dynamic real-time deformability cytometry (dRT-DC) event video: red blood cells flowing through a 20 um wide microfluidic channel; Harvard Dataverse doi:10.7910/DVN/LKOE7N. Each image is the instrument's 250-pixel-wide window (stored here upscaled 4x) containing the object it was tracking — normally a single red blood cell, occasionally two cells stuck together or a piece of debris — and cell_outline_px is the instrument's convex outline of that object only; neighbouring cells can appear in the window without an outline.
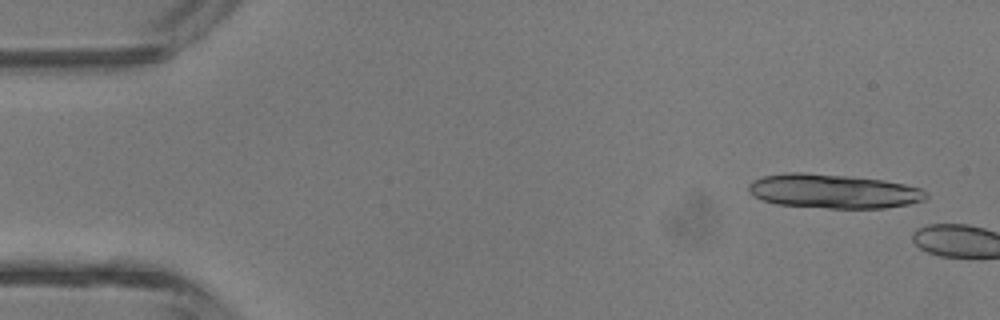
{"species": "common noctule bat (a hibernating species)", "species_latin": "Nyctalus noctula", "temperature_condition": "room temperature", "stored_images_in_passage": 2, "camera_frame_rate_fps": 3000, "um_per_image_px": 0.085, "animal": {"sex": "male", "body_mass_g": 13.3}, "frame": {"image": 1, "passage_image": 1, "time_ms": 0.0, "image_size_px": [1000, 320], "cell_outline_px": [[928, 196], [924, 200], [908, 204], [884, 208], [828, 208], [776, 204], [764, 200], [756, 196], [748, 188], [748, 184], [752, 180], [764, 176], [788, 172], [800, 172], [848, 176], [884, 180], [904, 184], [920, 188]], "centroid_in_image_um": [70.84, 16.25], "position_along_channel_um": 14.2, "area_um2": 35.08}}